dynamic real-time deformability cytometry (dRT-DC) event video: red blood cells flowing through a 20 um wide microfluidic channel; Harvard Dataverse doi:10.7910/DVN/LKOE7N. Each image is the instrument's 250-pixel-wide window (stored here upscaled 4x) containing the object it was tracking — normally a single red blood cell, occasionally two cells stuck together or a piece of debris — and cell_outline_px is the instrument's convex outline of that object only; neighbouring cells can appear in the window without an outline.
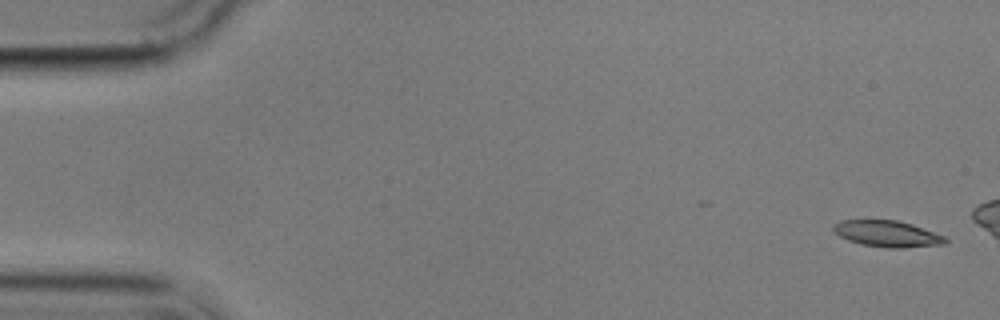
{"species": "common noctule bat (a hibernating species)", "species_latin": "Nyctalus noctula", "temperature_condition": "cold", "stored_images_in_passage": 4, "camera_frame_rate_fps": 3000, "um_per_image_px": 0.085, "animal": {"sex": "male", "body_mass_g": 17.9}, "frame": {"image": 1, "passage_image": 1, "time_ms": 0.0, "image_size_px": [1000, 320], "cell_outline_px": [[948, 240], [944, 244], [904, 248], [888, 248], [860, 244], [848, 240], [840, 236], [832, 228], [832, 224], [840, 220], [896, 220], [912, 224], [944, 236]], "centroid_in_image_um": [75.4, 19.87], "position_along_channel_um": 9.6, "area_um2": 17.11}}